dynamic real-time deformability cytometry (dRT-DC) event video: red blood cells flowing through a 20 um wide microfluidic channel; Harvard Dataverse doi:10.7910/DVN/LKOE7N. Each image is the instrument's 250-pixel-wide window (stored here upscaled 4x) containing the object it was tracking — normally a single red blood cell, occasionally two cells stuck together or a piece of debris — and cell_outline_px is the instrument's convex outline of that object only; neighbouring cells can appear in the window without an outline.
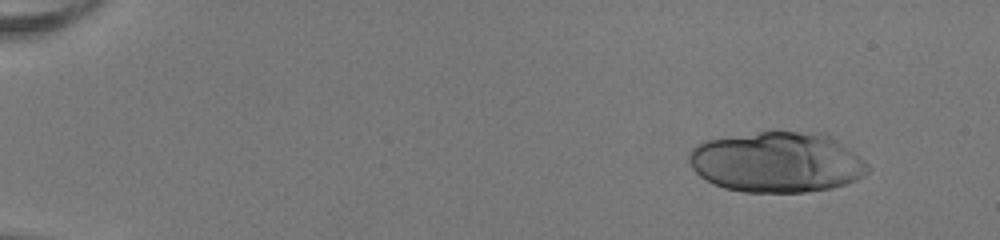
{"species": "human", "species_latin": "Homo sapiens", "temperature_condition": "room temperature", "stored_images_in_passage": 21, "camera_frame_rate_fps": 3000, "um_per_image_px": 0.085, "donor": {"sex": "female"}, "frame": {"image": 1, "passage_image": 4, "time_ms": 1.0, "image_size_px": [1000, 240], "cell_outline_px": [[872, 168], [864, 176], [856, 180], [832, 188], [804, 192], [744, 192], [724, 188], [700, 176], [692, 168], [688, 160], [688, 156], [692, 148], [696, 144], [704, 140], [768, 128], [772, 128], [824, 132], [832, 136], [864, 160]], "centroid_in_image_um": [66.04, 13.72], "position_along_channel_um": 19.0, "area_um2": 64.74}}
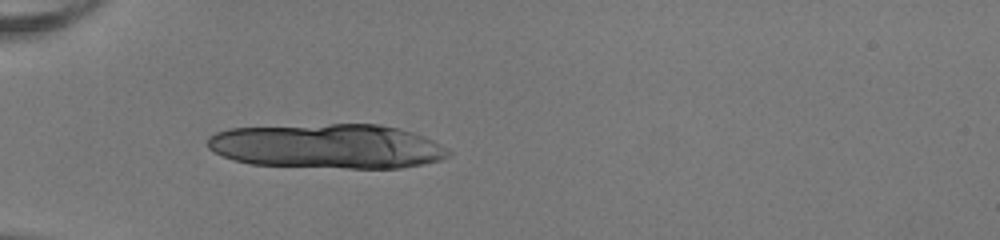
{"frame": {"image": 2, "passage_image": 16, "time_ms": 5.0, "image_size_px": [1000, 240], "cell_outline_px": [[452, 152], [448, 156], [440, 160], [424, 164], [400, 168], [348, 168], [252, 164], [232, 160], [208, 148], [208, 136], [216, 132], [228, 128], [328, 124], [380, 124], [400, 128], [412, 132], [432, 140]], "centroid_in_image_um": [27.84, 12.42], "position_along_channel_um": 57.2, "area_um2": 62.6}}